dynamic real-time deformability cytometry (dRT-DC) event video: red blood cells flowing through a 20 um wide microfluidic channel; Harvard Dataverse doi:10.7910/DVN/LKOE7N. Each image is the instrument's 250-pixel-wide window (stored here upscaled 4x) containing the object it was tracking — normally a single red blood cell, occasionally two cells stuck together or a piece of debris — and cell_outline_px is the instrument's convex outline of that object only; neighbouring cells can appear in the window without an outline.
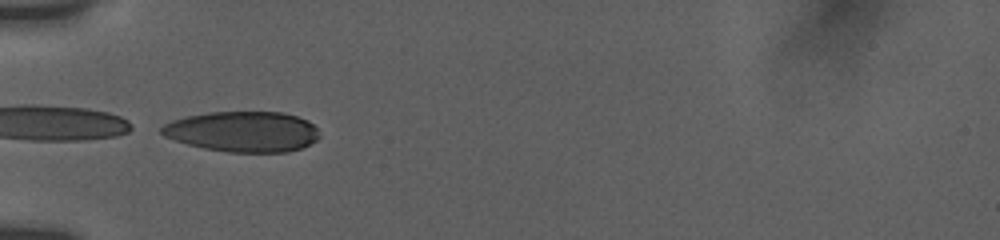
{"species": "human", "species_latin": "Homo sapiens", "temperature_condition": "room temperature", "stored_images_in_passage": 3, "camera_frame_rate_fps": 3000, "um_per_image_px": 0.085, "donor": {"sex": "female"}, "frame": {"image": 1, "passage_image": 1, "time_ms": 0.0, "image_size_px": [1000, 240], "cell_outline_px": [[320, 136], [316, 140], [300, 148], [288, 152], [228, 152], [204, 148], [188, 144], [164, 136], [160, 132], [160, 128], [164, 124], [172, 120], [184, 116], [208, 112], [280, 112], [296, 116], [308, 120], [316, 128]], "centroid_in_image_um": [20.62, 11.18], "position_along_channel_um": 64.4, "area_um2": 37.22}}
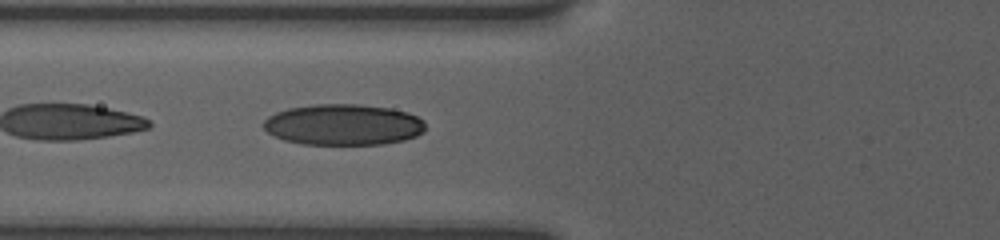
{"frame": {"image": 2, "passage_image": 3, "time_ms": 1.0, "image_size_px": [1000, 240], "cell_outline_px": [[424, 132], [416, 136], [404, 140], [384, 144], [300, 144], [284, 140], [268, 132], [264, 128], [264, 120], [268, 116], [276, 112], [288, 108], [316, 104], [360, 104], [392, 108], [408, 112], [424, 120]], "centroid_in_image_um": [29.2, 10.59], "position_along_channel_um": 96.6, "area_um2": 38.84}}